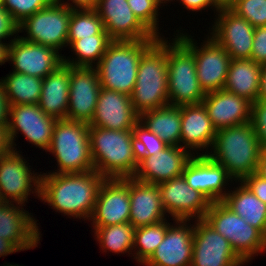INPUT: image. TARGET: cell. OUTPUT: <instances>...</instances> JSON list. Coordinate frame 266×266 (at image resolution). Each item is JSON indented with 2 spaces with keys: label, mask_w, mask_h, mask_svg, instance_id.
<instances>
[{
  "label": "cell",
  "mask_w": 266,
  "mask_h": 266,
  "mask_svg": "<svg viewBox=\"0 0 266 266\" xmlns=\"http://www.w3.org/2000/svg\"><path fill=\"white\" fill-rule=\"evenodd\" d=\"M105 179L96 170L70 174L42 173L39 199L58 213L89 221Z\"/></svg>",
  "instance_id": "6da1fadb"
},
{
  "label": "cell",
  "mask_w": 266,
  "mask_h": 266,
  "mask_svg": "<svg viewBox=\"0 0 266 266\" xmlns=\"http://www.w3.org/2000/svg\"><path fill=\"white\" fill-rule=\"evenodd\" d=\"M262 147L251 123L217 130L213 145L206 154L222 165L235 182L255 173Z\"/></svg>",
  "instance_id": "7a4b0ae2"
},
{
  "label": "cell",
  "mask_w": 266,
  "mask_h": 266,
  "mask_svg": "<svg viewBox=\"0 0 266 266\" xmlns=\"http://www.w3.org/2000/svg\"><path fill=\"white\" fill-rule=\"evenodd\" d=\"M94 169L105 178L133 177L138 167L133 130L89 126Z\"/></svg>",
  "instance_id": "3957f363"
},
{
  "label": "cell",
  "mask_w": 266,
  "mask_h": 266,
  "mask_svg": "<svg viewBox=\"0 0 266 266\" xmlns=\"http://www.w3.org/2000/svg\"><path fill=\"white\" fill-rule=\"evenodd\" d=\"M167 79V40L160 37L143 53L138 64L130 97L139 116L169 104Z\"/></svg>",
  "instance_id": "277c9868"
},
{
  "label": "cell",
  "mask_w": 266,
  "mask_h": 266,
  "mask_svg": "<svg viewBox=\"0 0 266 266\" xmlns=\"http://www.w3.org/2000/svg\"><path fill=\"white\" fill-rule=\"evenodd\" d=\"M155 41L112 40L95 66L101 87L131 96L140 58Z\"/></svg>",
  "instance_id": "5b68a950"
},
{
  "label": "cell",
  "mask_w": 266,
  "mask_h": 266,
  "mask_svg": "<svg viewBox=\"0 0 266 266\" xmlns=\"http://www.w3.org/2000/svg\"><path fill=\"white\" fill-rule=\"evenodd\" d=\"M47 152L57 160V170L48 173L70 174L93 171L89 125L68 119L57 120Z\"/></svg>",
  "instance_id": "8992f818"
},
{
  "label": "cell",
  "mask_w": 266,
  "mask_h": 266,
  "mask_svg": "<svg viewBox=\"0 0 266 266\" xmlns=\"http://www.w3.org/2000/svg\"><path fill=\"white\" fill-rule=\"evenodd\" d=\"M167 40L169 104H200L206 93L199 84L194 53L177 37Z\"/></svg>",
  "instance_id": "52a82bcc"
},
{
  "label": "cell",
  "mask_w": 266,
  "mask_h": 266,
  "mask_svg": "<svg viewBox=\"0 0 266 266\" xmlns=\"http://www.w3.org/2000/svg\"><path fill=\"white\" fill-rule=\"evenodd\" d=\"M204 220L230 242L235 253L246 264L258 253L266 251V236L221 201L211 203Z\"/></svg>",
  "instance_id": "ba28073f"
},
{
  "label": "cell",
  "mask_w": 266,
  "mask_h": 266,
  "mask_svg": "<svg viewBox=\"0 0 266 266\" xmlns=\"http://www.w3.org/2000/svg\"><path fill=\"white\" fill-rule=\"evenodd\" d=\"M72 9L53 1L48 7L41 9L24 19L18 27L19 33L27 36L25 41L52 47L58 52L67 46L69 20Z\"/></svg>",
  "instance_id": "9c48e42d"
},
{
  "label": "cell",
  "mask_w": 266,
  "mask_h": 266,
  "mask_svg": "<svg viewBox=\"0 0 266 266\" xmlns=\"http://www.w3.org/2000/svg\"><path fill=\"white\" fill-rule=\"evenodd\" d=\"M176 36L194 53L197 77L205 93L222 90L224 88L230 55L211 36H206L198 46L194 36L177 31Z\"/></svg>",
  "instance_id": "30bf717a"
},
{
  "label": "cell",
  "mask_w": 266,
  "mask_h": 266,
  "mask_svg": "<svg viewBox=\"0 0 266 266\" xmlns=\"http://www.w3.org/2000/svg\"><path fill=\"white\" fill-rule=\"evenodd\" d=\"M19 152L11 150L0 158V200L26 205L31 193L40 198L41 174L32 172Z\"/></svg>",
  "instance_id": "8fae6325"
},
{
  "label": "cell",
  "mask_w": 266,
  "mask_h": 266,
  "mask_svg": "<svg viewBox=\"0 0 266 266\" xmlns=\"http://www.w3.org/2000/svg\"><path fill=\"white\" fill-rule=\"evenodd\" d=\"M56 121V118L45 114L37 104L10 105L7 130L12 150L17 151L14 141L20 132L26 141L47 152Z\"/></svg>",
  "instance_id": "7c38bea8"
},
{
  "label": "cell",
  "mask_w": 266,
  "mask_h": 266,
  "mask_svg": "<svg viewBox=\"0 0 266 266\" xmlns=\"http://www.w3.org/2000/svg\"><path fill=\"white\" fill-rule=\"evenodd\" d=\"M193 255L190 266H243L230 242L204 219L194 221Z\"/></svg>",
  "instance_id": "4fadbf2b"
},
{
  "label": "cell",
  "mask_w": 266,
  "mask_h": 266,
  "mask_svg": "<svg viewBox=\"0 0 266 266\" xmlns=\"http://www.w3.org/2000/svg\"><path fill=\"white\" fill-rule=\"evenodd\" d=\"M165 213L172 220L204 219L211 201L192 189L183 175L158 184Z\"/></svg>",
  "instance_id": "5bb4252c"
},
{
  "label": "cell",
  "mask_w": 266,
  "mask_h": 266,
  "mask_svg": "<svg viewBox=\"0 0 266 266\" xmlns=\"http://www.w3.org/2000/svg\"><path fill=\"white\" fill-rule=\"evenodd\" d=\"M215 17L210 36L231 59H251L255 27L231 9L220 10Z\"/></svg>",
  "instance_id": "9a60e30c"
},
{
  "label": "cell",
  "mask_w": 266,
  "mask_h": 266,
  "mask_svg": "<svg viewBox=\"0 0 266 266\" xmlns=\"http://www.w3.org/2000/svg\"><path fill=\"white\" fill-rule=\"evenodd\" d=\"M129 178H106L101 184L93 214L92 227L129 222Z\"/></svg>",
  "instance_id": "2e32d148"
},
{
  "label": "cell",
  "mask_w": 266,
  "mask_h": 266,
  "mask_svg": "<svg viewBox=\"0 0 266 266\" xmlns=\"http://www.w3.org/2000/svg\"><path fill=\"white\" fill-rule=\"evenodd\" d=\"M101 89L95 67L70 66L69 103L66 119L89 124Z\"/></svg>",
  "instance_id": "e0dca14e"
},
{
  "label": "cell",
  "mask_w": 266,
  "mask_h": 266,
  "mask_svg": "<svg viewBox=\"0 0 266 266\" xmlns=\"http://www.w3.org/2000/svg\"><path fill=\"white\" fill-rule=\"evenodd\" d=\"M63 56L52 47L25 41L19 35L11 41L8 49V61L13 72L41 79L63 63Z\"/></svg>",
  "instance_id": "ac0fdd59"
},
{
  "label": "cell",
  "mask_w": 266,
  "mask_h": 266,
  "mask_svg": "<svg viewBox=\"0 0 266 266\" xmlns=\"http://www.w3.org/2000/svg\"><path fill=\"white\" fill-rule=\"evenodd\" d=\"M112 40H157L134 15L127 0H98L95 7Z\"/></svg>",
  "instance_id": "d6986e66"
},
{
  "label": "cell",
  "mask_w": 266,
  "mask_h": 266,
  "mask_svg": "<svg viewBox=\"0 0 266 266\" xmlns=\"http://www.w3.org/2000/svg\"><path fill=\"white\" fill-rule=\"evenodd\" d=\"M182 175L192 189L201 192L211 202L222 201L229 192L225 186L234 182L222 165L201 154L189 159Z\"/></svg>",
  "instance_id": "ffe728a7"
},
{
  "label": "cell",
  "mask_w": 266,
  "mask_h": 266,
  "mask_svg": "<svg viewBox=\"0 0 266 266\" xmlns=\"http://www.w3.org/2000/svg\"><path fill=\"white\" fill-rule=\"evenodd\" d=\"M175 224L168 226L163 241L145 266H190L193 255L194 225L190 220H173ZM187 222H189L187 224ZM174 225V226H173Z\"/></svg>",
  "instance_id": "44dd1931"
},
{
  "label": "cell",
  "mask_w": 266,
  "mask_h": 266,
  "mask_svg": "<svg viewBox=\"0 0 266 266\" xmlns=\"http://www.w3.org/2000/svg\"><path fill=\"white\" fill-rule=\"evenodd\" d=\"M24 206L0 202V237L9 240L20 252L38 247L41 237L37 220Z\"/></svg>",
  "instance_id": "7402d4cb"
},
{
  "label": "cell",
  "mask_w": 266,
  "mask_h": 266,
  "mask_svg": "<svg viewBox=\"0 0 266 266\" xmlns=\"http://www.w3.org/2000/svg\"><path fill=\"white\" fill-rule=\"evenodd\" d=\"M192 156L181 146H168L153 156H138V167L133 178L142 183L158 185L181 176Z\"/></svg>",
  "instance_id": "603a6c76"
},
{
  "label": "cell",
  "mask_w": 266,
  "mask_h": 266,
  "mask_svg": "<svg viewBox=\"0 0 266 266\" xmlns=\"http://www.w3.org/2000/svg\"><path fill=\"white\" fill-rule=\"evenodd\" d=\"M138 122L139 115L132 107L129 95L101 87L89 126L107 130H132Z\"/></svg>",
  "instance_id": "cb8c5ba5"
},
{
  "label": "cell",
  "mask_w": 266,
  "mask_h": 266,
  "mask_svg": "<svg viewBox=\"0 0 266 266\" xmlns=\"http://www.w3.org/2000/svg\"><path fill=\"white\" fill-rule=\"evenodd\" d=\"M201 103L216 130L250 123L252 102L227 90L208 92Z\"/></svg>",
  "instance_id": "d4e9b609"
},
{
  "label": "cell",
  "mask_w": 266,
  "mask_h": 266,
  "mask_svg": "<svg viewBox=\"0 0 266 266\" xmlns=\"http://www.w3.org/2000/svg\"><path fill=\"white\" fill-rule=\"evenodd\" d=\"M216 132L202 103L181 105V147L187 149L192 155H200L197 151L206 149L205 153H201L206 155L213 145Z\"/></svg>",
  "instance_id": "484cf974"
},
{
  "label": "cell",
  "mask_w": 266,
  "mask_h": 266,
  "mask_svg": "<svg viewBox=\"0 0 266 266\" xmlns=\"http://www.w3.org/2000/svg\"><path fill=\"white\" fill-rule=\"evenodd\" d=\"M130 217L133 227H141L166 220L158 185L129 178ZM167 215V216H166Z\"/></svg>",
  "instance_id": "4316f807"
},
{
  "label": "cell",
  "mask_w": 266,
  "mask_h": 266,
  "mask_svg": "<svg viewBox=\"0 0 266 266\" xmlns=\"http://www.w3.org/2000/svg\"><path fill=\"white\" fill-rule=\"evenodd\" d=\"M70 65L62 63L43 78L39 108L57 120L66 119L69 103Z\"/></svg>",
  "instance_id": "83f0119b"
},
{
  "label": "cell",
  "mask_w": 266,
  "mask_h": 266,
  "mask_svg": "<svg viewBox=\"0 0 266 266\" xmlns=\"http://www.w3.org/2000/svg\"><path fill=\"white\" fill-rule=\"evenodd\" d=\"M261 64L252 59H231L224 90L248 99L258 100Z\"/></svg>",
  "instance_id": "f1b7e54d"
},
{
  "label": "cell",
  "mask_w": 266,
  "mask_h": 266,
  "mask_svg": "<svg viewBox=\"0 0 266 266\" xmlns=\"http://www.w3.org/2000/svg\"><path fill=\"white\" fill-rule=\"evenodd\" d=\"M238 185L240 186L234 188L235 190H229L221 202L266 236V204L242 182Z\"/></svg>",
  "instance_id": "f546056e"
},
{
  "label": "cell",
  "mask_w": 266,
  "mask_h": 266,
  "mask_svg": "<svg viewBox=\"0 0 266 266\" xmlns=\"http://www.w3.org/2000/svg\"><path fill=\"white\" fill-rule=\"evenodd\" d=\"M139 122L158 135L168 146H180L181 106L166 105L142 113Z\"/></svg>",
  "instance_id": "4dcf8cb0"
},
{
  "label": "cell",
  "mask_w": 266,
  "mask_h": 266,
  "mask_svg": "<svg viewBox=\"0 0 266 266\" xmlns=\"http://www.w3.org/2000/svg\"><path fill=\"white\" fill-rule=\"evenodd\" d=\"M0 81L5 88L9 105L38 104L43 79L12 71Z\"/></svg>",
  "instance_id": "1f68e13d"
},
{
  "label": "cell",
  "mask_w": 266,
  "mask_h": 266,
  "mask_svg": "<svg viewBox=\"0 0 266 266\" xmlns=\"http://www.w3.org/2000/svg\"><path fill=\"white\" fill-rule=\"evenodd\" d=\"M94 238L98 241L103 252L115 254H133L135 227L130 222L123 224L93 227ZM131 252V253H130Z\"/></svg>",
  "instance_id": "d6a6232c"
},
{
  "label": "cell",
  "mask_w": 266,
  "mask_h": 266,
  "mask_svg": "<svg viewBox=\"0 0 266 266\" xmlns=\"http://www.w3.org/2000/svg\"><path fill=\"white\" fill-rule=\"evenodd\" d=\"M111 41L108 35H94L75 40L68 48H72L71 51L76 58L72 60L70 57L63 56V62L73 67H95Z\"/></svg>",
  "instance_id": "836d02e7"
},
{
  "label": "cell",
  "mask_w": 266,
  "mask_h": 266,
  "mask_svg": "<svg viewBox=\"0 0 266 266\" xmlns=\"http://www.w3.org/2000/svg\"><path fill=\"white\" fill-rule=\"evenodd\" d=\"M171 222L163 220L155 224L135 229L133 256L139 264H144L154 253L167 232ZM137 250V251H136Z\"/></svg>",
  "instance_id": "e575fe53"
},
{
  "label": "cell",
  "mask_w": 266,
  "mask_h": 266,
  "mask_svg": "<svg viewBox=\"0 0 266 266\" xmlns=\"http://www.w3.org/2000/svg\"><path fill=\"white\" fill-rule=\"evenodd\" d=\"M94 35H108L95 9H72L69 20L67 47L75 40Z\"/></svg>",
  "instance_id": "d590c367"
},
{
  "label": "cell",
  "mask_w": 266,
  "mask_h": 266,
  "mask_svg": "<svg viewBox=\"0 0 266 266\" xmlns=\"http://www.w3.org/2000/svg\"><path fill=\"white\" fill-rule=\"evenodd\" d=\"M134 15L157 38H160L159 30V6L155 0H127ZM158 22V23H157Z\"/></svg>",
  "instance_id": "8d00e7d4"
},
{
  "label": "cell",
  "mask_w": 266,
  "mask_h": 266,
  "mask_svg": "<svg viewBox=\"0 0 266 266\" xmlns=\"http://www.w3.org/2000/svg\"><path fill=\"white\" fill-rule=\"evenodd\" d=\"M132 130L137 156H153L168 147L158 135L149 131L140 122Z\"/></svg>",
  "instance_id": "74e56055"
},
{
  "label": "cell",
  "mask_w": 266,
  "mask_h": 266,
  "mask_svg": "<svg viewBox=\"0 0 266 266\" xmlns=\"http://www.w3.org/2000/svg\"><path fill=\"white\" fill-rule=\"evenodd\" d=\"M231 10L253 27L266 26V0H236Z\"/></svg>",
  "instance_id": "f35d334b"
},
{
  "label": "cell",
  "mask_w": 266,
  "mask_h": 266,
  "mask_svg": "<svg viewBox=\"0 0 266 266\" xmlns=\"http://www.w3.org/2000/svg\"><path fill=\"white\" fill-rule=\"evenodd\" d=\"M54 0H3L1 5L20 24L37 11L48 7Z\"/></svg>",
  "instance_id": "ab89813d"
},
{
  "label": "cell",
  "mask_w": 266,
  "mask_h": 266,
  "mask_svg": "<svg viewBox=\"0 0 266 266\" xmlns=\"http://www.w3.org/2000/svg\"><path fill=\"white\" fill-rule=\"evenodd\" d=\"M255 134L261 147L266 148V100H257L252 103L251 119Z\"/></svg>",
  "instance_id": "60d3db41"
},
{
  "label": "cell",
  "mask_w": 266,
  "mask_h": 266,
  "mask_svg": "<svg viewBox=\"0 0 266 266\" xmlns=\"http://www.w3.org/2000/svg\"><path fill=\"white\" fill-rule=\"evenodd\" d=\"M251 59L261 65L266 63V26L255 27Z\"/></svg>",
  "instance_id": "b9f144b4"
},
{
  "label": "cell",
  "mask_w": 266,
  "mask_h": 266,
  "mask_svg": "<svg viewBox=\"0 0 266 266\" xmlns=\"http://www.w3.org/2000/svg\"><path fill=\"white\" fill-rule=\"evenodd\" d=\"M18 27L19 24L0 3V41L4 42L10 36H13V40L16 39L19 33Z\"/></svg>",
  "instance_id": "7bdbcfd3"
},
{
  "label": "cell",
  "mask_w": 266,
  "mask_h": 266,
  "mask_svg": "<svg viewBox=\"0 0 266 266\" xmlns=\"http://www.w3.org/2000/svg\"><path fill=\"white\" fill-rule=\"evenodd\" d=\"M258 199L266 204V179L256 172L241 181Z\"/></svg>",
  "instance_id": "ee69618b"
},
{
  "label": "cell",
  "mask_w": 266,
  "mask_h": 266,
  "mask_svg": "<svg viewBox=\"0 0 266 266\" xmlns=\"http://www.w3.org/2000/svg\"><path fill=\"white\" fill-rule=\"evenodd\" d=\"M9 102L5 93L3 83L0 81V127H8L9 124Z\"/></svg>",
  "instance_id": "f6af8a7d"
},
{
  "label": "cell",
  "mask_w": 266,
  "mask_h": 266,
  "mask_svg": "<svg viewBox=\"0 0 266 266\" xmlns=\"http://www.w3.org/2000/svg\"><path fill=\"white\" fill-rule=\"evenodd\" d=\"M180 1L179 5L182 4L188 11L198 12L205 10L208 7H214L212 0H177Z\"/></svg>",
  "instance_id": "bcb514c9"
},
{
  "label": "cell",
  "mask_w": 266,
  "mask_h": 266,
  "mask_svg": "<svg viewBox=\"0 0 266 266\" xmlns=\"http://www.w3.org/2000/svg\"><path fill=\"white\" fill-rule=\"evenodd\" d=\"M54 1L67 6L69 9H95L98 0H67V2H64V0Z\"/></svg>",
  "instance_id": "7dc6e473"
},
{
  "label": "cell",
  "mask_w": 266,
  "mask_h": 266,
  "mask_svg": "<svg viewBox=\"0 0 266 266\" xmlns=\"http://www.w3.org/2000/svg\"><path fill=\"white\" fill-rule=\"evenodd\" d=\"M7 128L0 127V158L12 150Z\"/></svg>",
  "instance_id": "c3c4849f"
},
{
  "label": "cell",
  "mask_w": 266,
  "mask_h": 266,
  "mask_svg": "<svg viewBox=\"0 0 266 266\" xmlns=\"http://www.w3.org/2000/svg\"><path fill=\"white\" fill-rule=\"evenodd\" d=\"M19 250L9 241L0 237V257L7 256Z\"/></svg>",
  "instance_id": "681fc988"
},
{
  "label": "cell",
  "mask_w": 266,
  "mask_h": 266,
  "mask_svg": "<svg viewBox=\"0 0 266 266\" xmlns=\"http://www.w3.org/2000/svg\"><path fill=\"white\" fill-rule=\"evenodd\" d=\"M259 100H266V63L261 65Z\"/></svg>",
  "instance_id": "f907efd6"
},
{
  "label": "cell",
  "mask_w": 266,
  "mask_h": 266,
  "mask_svg": "<svg viewBox=\"0 0 266 266\" xmlns=\"http://www.w3.org/2000/svg\"><path fill=\"white\" fill-rule=\"evenodd\" d=\"M235 1L236 0H212L214 13L224 9H231L235 4Z\"/></svg>",
  "instance_id": "816d5d0a"
},
{
  "label": "cell",
  "mask_w": 266,
  "mask_h": 266,
  "mask_svg": "<svg viewBox=\"0 0 266 266\" xmlns=\"http://www.w3.org/2000/svg\"><path fill=\"white\" fill-rule=\"evenodd\" d=\"M256 173L266 179V148L262 149Z\"/></svg>",
  "instance_id": "f5cc1de1"
},
{
  "label": "cell",
  "mask_w": 266,
  "mask_h": 266,
  "mask_svg": "<svg viewBox=\"0 0 266 266\" xmlns=\"http://www.w3.org/2000/svg\"><path fill=\"white\" fill-rule=\"evenodd\" d=\"M13 39L10 40L8 43H4L0 41V65L5 64V62H8V49L9 44L11 43Z\"/></svg>",
  "instance_id": "db71d44e"
},
{
  "label": "cell",
  "mask_w": 266,
  "mask_h": 266,
  "mask_svg": "<svg viewBox=\"0 0 266 266\" xmlns=\"http://www.w3.org/2000/svg\"><path fill=\"white\" fill-rule=\"evenodd\" d=\"M155 1H156L157 5L159 7H161V4L164 6V3L166 4L167 2H170V1L174 2L175 0L174 1L173 0H155Z\"/></svg>",
  "instance_id": "11a10c76"
},
{
  "label": "cell",
  "mask_w": 266,
  "mask_h": 266,
  "mask_svg": "<svg viewBox=\"0 0 266 266\" xmlns=\"http://www.w3.org/2000/svg\"><path fill=\"white\" fill-rule=\"evenodd\" d=\"M3 266H19V265H18V264H14V265H13V264H9V263H8L7 265H3ZM20 266H21V265H20Z\"/></svg>",
  "instance_id": "9f6ffc18"
}]
</instances>
